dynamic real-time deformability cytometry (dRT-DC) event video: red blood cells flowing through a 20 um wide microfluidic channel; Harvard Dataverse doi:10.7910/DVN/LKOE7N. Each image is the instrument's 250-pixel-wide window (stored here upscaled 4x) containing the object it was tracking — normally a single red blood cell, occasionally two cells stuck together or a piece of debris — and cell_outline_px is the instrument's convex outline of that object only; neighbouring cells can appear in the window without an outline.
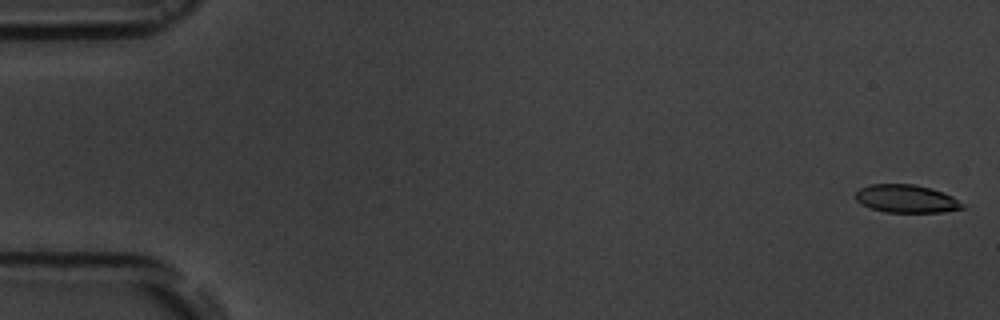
{"species": "common noctule bat (a hibernating species)", "species_latin": "Nyctalus noctula", "temperature_condition": "room temperature", "stored_images_in_passage": 55, "camera_frame_rate_fps": 3000, "um_per_image_px": 0.085, "animal": {"sex": "male", "body_mass_g": 19.5, "forearm_length_mm": 54.6}, "frame": {"image": 1, "passage_image": 1, "time_ms": 0.0, "image_size_px": [1000, 320], "cell_outline_px": [[964, 208], [940, 212], [884, 212], [860, 204], [856, 200], [856, 192], [860, 188], [868, 184], [912, 184], [944, 192], [952, 196], [964, 204]], "centroid_in_image_um": [77.02, 16.89], "position_along_channel_um": 8.0, "area_um2": 17.34}}
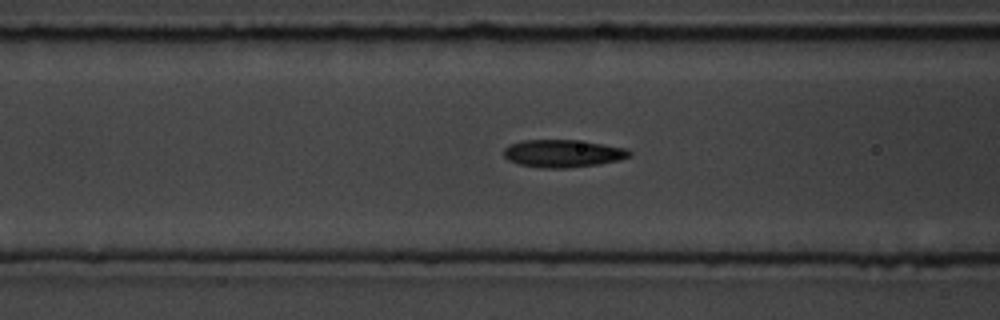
{"frame": {"image": 2, "passage_image": 22, "time_ms": 7.0, "image_size_px": [1000, 320], "cell_outline_px": [[632, 156], [620, 160], [600, 164], [568, 168], [540, 168], [516, 164], [508, 160], [504, 156], [504, 148], [508, 144], [524, 140], [576, 140], [604, 144], [628, 148], [632, 152]], "centroid_in_image_um": [47.86, 13.05], "position_along_channel_um": 118.7, "area_um2": 20.58}}
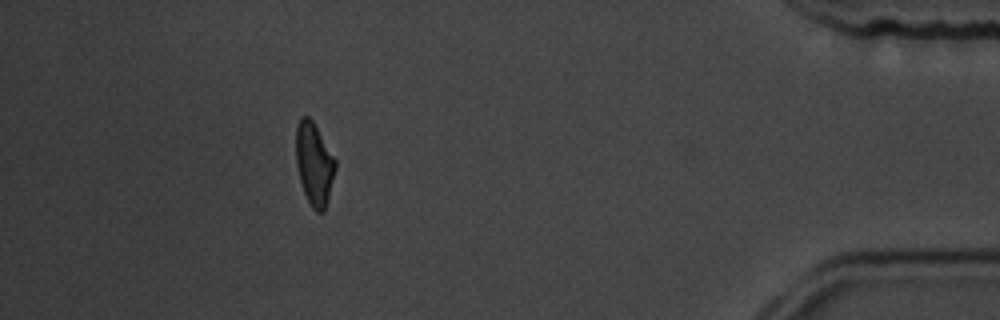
{"frame": {"image": 3, "passage_image": 50, "time_ms": 16.333, "image_size_px": [1000, 320], "cell_outline_px": [[336, 168], [324, 212], [316, 212], [312, 208], [304, 192], [300, 180], [296, 164], [296, 128], [300, 116], [308, 116], [312, 120], [336, 160]], "centroid_in_image_um": [26.7, 13.92], "position_along_channel_um": 408.5, "area_um2": 18.79}, "authors_computed_cell_mechanics": {"area_um2": 19.4786, "velocity_mm_per_s": 3.6843, "shape_relaxation_time_tau1_ms": 4.9728, "shape_relaxation_time_tau2_ms": 2.6207, "deformation_change_tau1": 0.1296, "deformation_change_tau2": 0.0877}}